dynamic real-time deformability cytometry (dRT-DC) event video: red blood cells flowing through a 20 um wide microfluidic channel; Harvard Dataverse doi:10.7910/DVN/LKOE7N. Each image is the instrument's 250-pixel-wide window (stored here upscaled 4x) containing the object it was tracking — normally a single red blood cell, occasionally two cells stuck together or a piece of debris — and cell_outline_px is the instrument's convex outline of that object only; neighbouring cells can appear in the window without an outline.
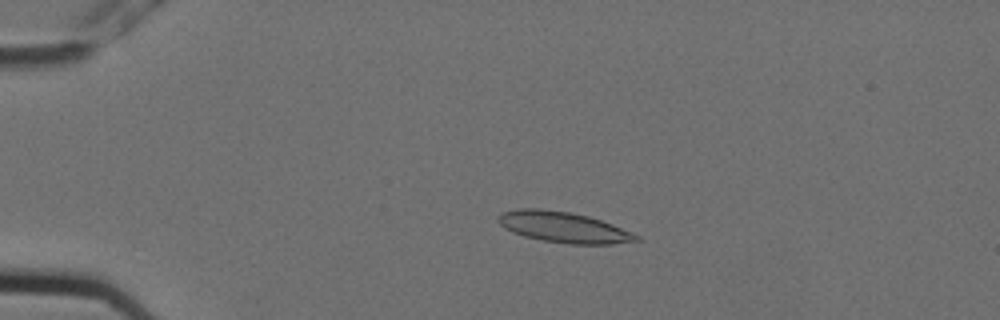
{"species": "Egyptian fruit bat (a non-hibernating species)", "species_latin": "Rousettus aegyptiacus", "temperature_condition": "cold", "stored_images_in_passage": 5, "camera_frame_rate_fps": 3000, "um_per_image_px": 0.085, "animal": {"sex": "female"}, "frame": {"image": 1, "passage_image": 3, "time_ms": 0.667, "image_size_px": [1000, 320], "cell_outline_px": [[640, 240], [612, 244], [568, 244], [544, 240], [524, 236], [512, 232], [504, 228], [496, 220], [496, 216], [500, 212], [516, 208], [540, 208], [572, 212], [588, 216], [612, 224], [632, 232], [640, 236]], "centroid_in_image_um": [47.85, 19.29], "position_along_channel_um": 37.2, "area_um2": 24.97}}
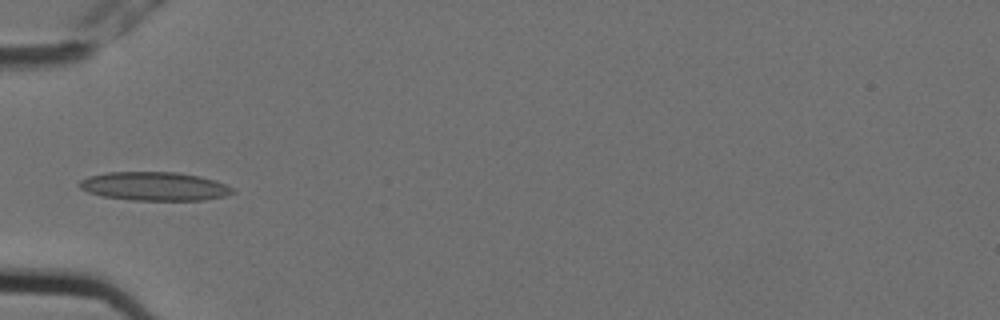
{"frame": {"image": 2, "passage_image": 5, "time_ms": 1.333, "image_size_px": [1000, 320], "cell_outline_px": [[236, 192], [224, 196], [204, 200], [132, 200], [104, 196], [88, 192], [80, 188], [76, 184], [80, 180], [88, 176], [108, 172], [176, 172], [200, 176], [216, 180], [232, 188]], "centroid_in_image_um": [13.12, 15.83], "position_along_channel_um": 71.9, "area_um2": 25.61}}